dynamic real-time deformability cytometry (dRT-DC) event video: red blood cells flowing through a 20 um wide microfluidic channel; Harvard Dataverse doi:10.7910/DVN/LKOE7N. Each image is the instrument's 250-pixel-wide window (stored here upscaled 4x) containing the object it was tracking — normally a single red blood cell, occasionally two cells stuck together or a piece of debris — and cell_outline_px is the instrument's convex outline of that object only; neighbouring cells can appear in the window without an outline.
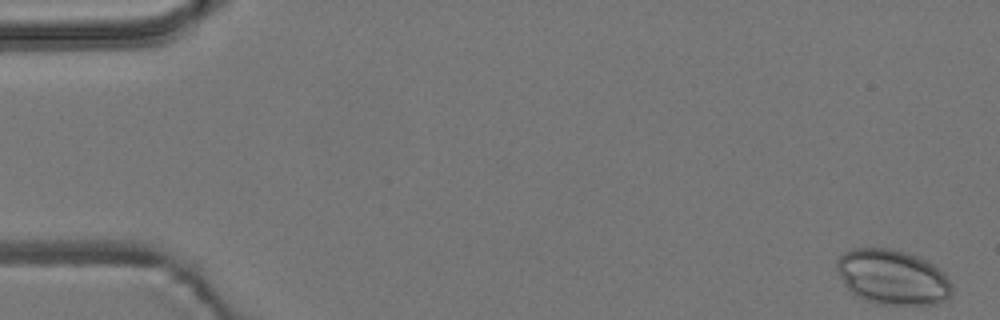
{"species": "common noctule bat (a hibernating species)", "species_latin": "Nyctalus noctula", "temperature_condition": "room temperature", "stored_images_in_passage": 5, "camera_frame_rate_fps": 3000, "um_per_image_px": 0.085, "animal": {"sex": "male", "body_mass_g": 19.2, "forearm_length_mm": 51.8}, "frame": {"image": 1, "passage_image": 1, "time_ms": 0.0, "image_size_px": [1000, 320], "cell_outline_px": [[952, 292], [944, 300], [936, 304], [880, 304], [864, 300], [852, 292], [844, 284], [836, 268], [836, 260], [844, 252], [852, 248], [888, 248], [904, 252], [928, 260], [944, 272], [952, 288]], "centroid_in_image_um": [75.85, 23.54], "position_along_channel_um": 9.2, "area_um2": 36.76}}